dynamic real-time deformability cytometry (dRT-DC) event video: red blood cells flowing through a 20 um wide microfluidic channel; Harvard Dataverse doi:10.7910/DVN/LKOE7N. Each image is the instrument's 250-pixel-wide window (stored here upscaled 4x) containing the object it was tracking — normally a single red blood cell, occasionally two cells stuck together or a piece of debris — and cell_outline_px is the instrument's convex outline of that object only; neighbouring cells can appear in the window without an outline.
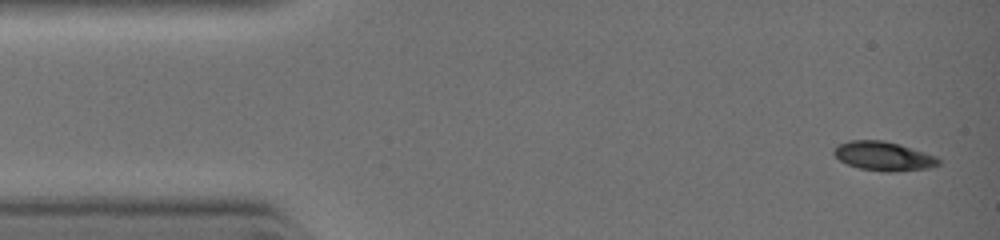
{"species": "common noctule bat (a hibernating species)", "species_latin": "Nyctalus noctula", "temperature_condition": "warm", "stored_images_in_passage": 8, "camera_frame_rate_fps": 3000, "um_per_image_px": 0.085, "animal": {"sex": "female", "body_mass_g": 19.0, "forearm_length_mm": 51.5}, "frame": {"image": 1, "passage_image": 1, "time_ms": 0.0, "image_size_px": [1000, 240], "cell_outline_px": [[940, 164], [924, 168], [860, 168], [848, 164], [840, 160], [832, 152], [840, 144], [852, 140], [884, 140], [900, 144], [936, 156], [940, 160]], "centroid_in_image_um": [75.07, 13.19], "position_along_channel_um": 9.9, "area_um2": 16.42}}
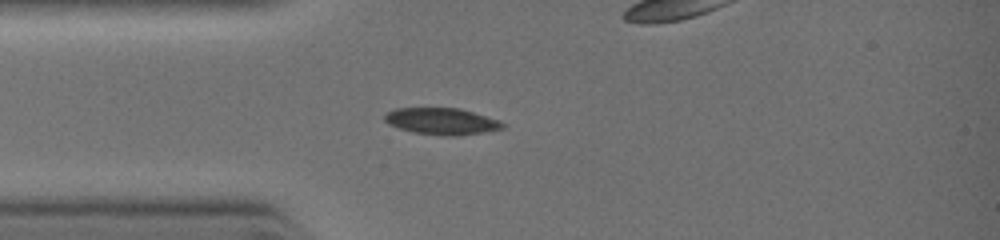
{"frame": {"image": 2, "passage_image": 7, "time_ms": 2.333, "image_size_px": [1000, 240], "cell_outline_px": [[504, 124], [500, 128], [480, 132], [452, 136], [416, 132], [400, 128], [388, 124], [384, 120], [384, 116], [388, 112], [396, 108], [460, 108], [496, 120]], "centroid_in_image_um": [37.45, 10.29], "position_along_channel_um": 47.5, "area_um2": 17.57}}